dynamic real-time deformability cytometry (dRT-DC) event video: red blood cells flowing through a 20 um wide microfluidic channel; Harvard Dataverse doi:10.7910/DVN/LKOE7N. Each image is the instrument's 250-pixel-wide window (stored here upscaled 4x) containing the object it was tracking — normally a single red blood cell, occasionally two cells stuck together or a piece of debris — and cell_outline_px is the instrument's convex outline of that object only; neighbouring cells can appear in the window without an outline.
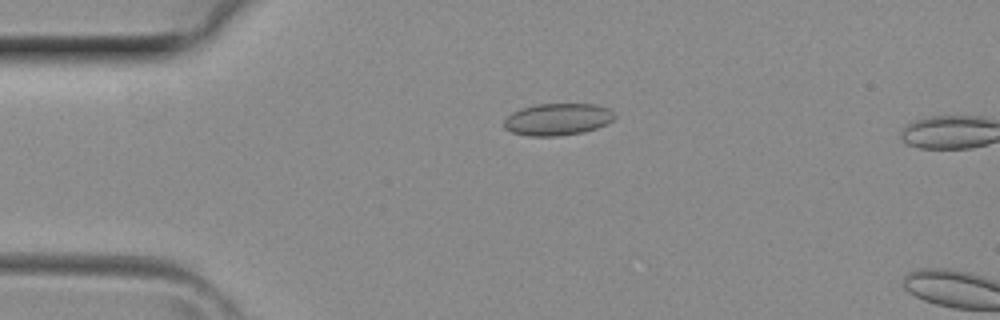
{"species": "common noctule bat (a hibernating species)", "species_latin": "Nyctalus noctula", "temperature_condition": "room temperature", "stored_images_in_passage": 2, "camera_frame_rate_fps": 3000, "um_per_image_px": 0.085, "animal": {"sex": "female", "body_mass_g": 29.2, "forearm_length_mm": 56.3}, "frame": {"image": 1, "passage_image": 2, "time_ms": 0.333, "image_size_px": [1000, 320], "cell_outline_px": [[616, 116], [608, 124], [584, 132], [556, 136], [528, 136], [512, 132], [504, 128], [504, 120], [512, 112], [520, 108], [536, 104], [596, 104], [608, 108]], "centroid_in_image_um": [47.39, 10.14], "position_along_channel_um": 37.6, "area_um2": 20.69}}